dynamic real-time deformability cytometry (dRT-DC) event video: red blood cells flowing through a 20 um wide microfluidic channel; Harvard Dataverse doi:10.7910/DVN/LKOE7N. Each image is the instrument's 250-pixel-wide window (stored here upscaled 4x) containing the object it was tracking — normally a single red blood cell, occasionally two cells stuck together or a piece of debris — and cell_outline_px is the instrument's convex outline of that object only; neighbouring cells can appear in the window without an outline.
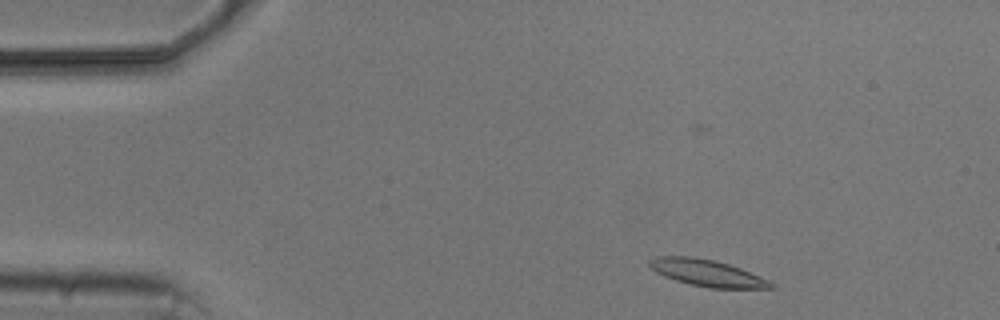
{"species": "common noctule bat (a hibernating species)", "species_latin": "Nyctalus noctula", "temperature_condition": "cold", "stored_images_in_passage": 3, "camera_frame_rate_fps": 3000, "um_per_image_px": 0.085, "animal": {"sex": "male", "body_mass_g": 20.5, "forearm_length_mm": 52.5}, "frame": {"image": 1, "passage_image": 1, "time_ms": 0.0, "image_size_px": [1000, 320], "cell_outline_px": [[776, 288], [708, 288], [676, 280], [664, 276], [656, 272], [648, 264], [648, 260], [660, 256], [692, 256], [712, 260], [728, 264], [740, 268], [760, 276], [776, 284]], "centroid_in_image_um": [60.12, 23.2], "position_along_channel_um": 24.9, "area_um2": 18.73}}